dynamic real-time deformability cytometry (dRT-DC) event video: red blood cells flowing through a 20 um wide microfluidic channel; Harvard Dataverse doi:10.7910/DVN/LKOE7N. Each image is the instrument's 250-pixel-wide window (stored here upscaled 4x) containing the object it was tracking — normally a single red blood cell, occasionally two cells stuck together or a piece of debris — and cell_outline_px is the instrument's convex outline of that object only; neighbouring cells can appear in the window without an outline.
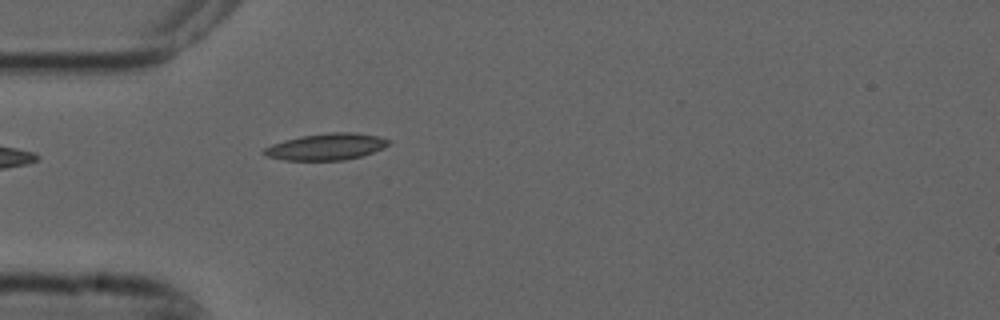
{"species": "common noctule bat (a hibernating species)", "species_latin": "Nyctalus noctula", "temperature_condition": "cold", "stored_images_in_passage": 4, "camera_frame_rate_fps": 3000, "um_per_image_px": 0.085, "animal": {"sex": "male", "forearm_length_mm": 52.5}, "frame": {"image": 1, "passage_image": 4, "time_ms": 1.0, "image_size_px": [1000, 320], "cell_outline_px": [[392, 140], [388, 144], [372, 152], [360, 156], [344, 160], [284, 160], [268, 156], [260, 152], [264, 148], [272, 144], [284, 140], [300, 136], [328, 132], [356, 132], [376, 136]], "centroid_in_image_um": [27.69, 12.46], "position_along_channel_um": 57.3, "area_um2": 19.19}}